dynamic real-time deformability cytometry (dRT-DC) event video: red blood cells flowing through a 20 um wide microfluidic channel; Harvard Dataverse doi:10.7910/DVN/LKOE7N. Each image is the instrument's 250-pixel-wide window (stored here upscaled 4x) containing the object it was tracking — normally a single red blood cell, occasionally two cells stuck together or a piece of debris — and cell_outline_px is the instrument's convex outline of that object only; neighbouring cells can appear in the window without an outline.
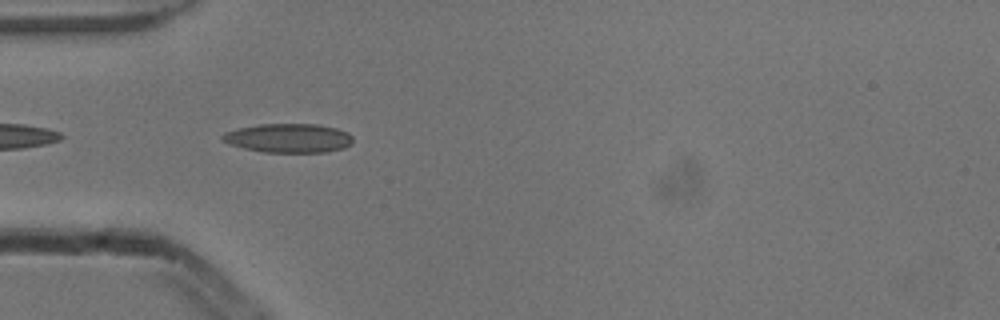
{"species": "common noctule bat (a hibernating species)", "species_latin": "Nyctalus noctula", "temperature_condition": "cold", "stored_images_in_passage": 8, "camera_frame_rate_fps": 3000, "um_per_image_px": 0.085, "animal": {"sex": "male", "body_mass_g": 13.3}, "frame": {"image": 1, "passage_image": 4, "time_ms": 1.0, "image_size_px": [1000, 320], "cell_outline_px": [[352, 144], [344, 148], [324, 152], [264, 152], [244, 148], [220, 140], [220, 136], [224, 132], [240, 128], [260, 124], [316, 124], [336, 128], [348, 132], [352, 136]], "centroid_in_image_um": [24.54, 11.73], "position_along_channel_um": 60.5, "area_um2": 22.02}}
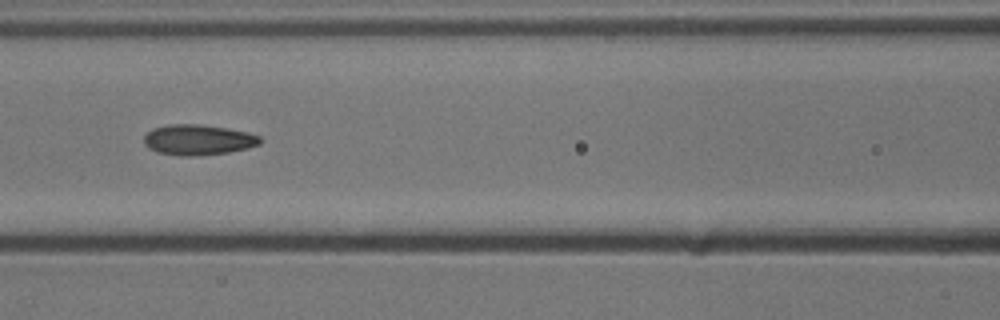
{"frame": {"image": 2, "passage_image": 6, "time_ms": 1.667, "image_size_px": [1000, 320], "cell_outline_px": [[264, 140], [260, 144], [248, 148], [228, 152], [192, 156], [180, 156], [156, 152], [148, 148], [144, 144], [144, 136], [152, 128], [168, 124], [200, 124], [228, 128], [248, 132], [260, 136]], "centroid_in_image_um": [16.84, 11.88], "position_along_channel_um": 149.8, "area_um2": 20.87}}
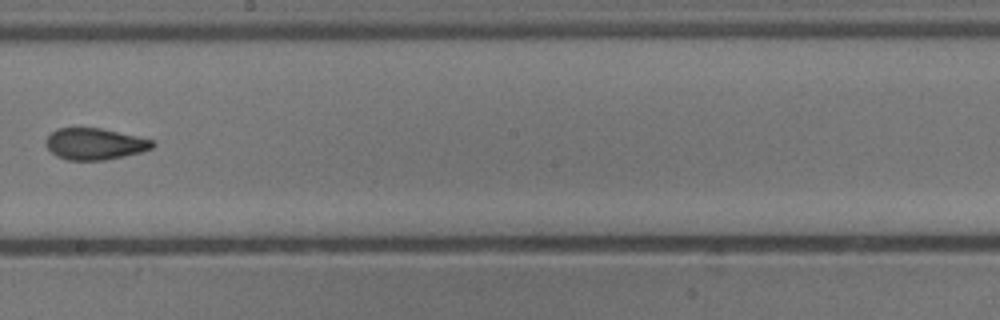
{"frame": {"image": 3, "passage_image": 8, "time_ms": 2.333, "image_size_px": [1000, 320], "cell_outline_px": [[156, 144], [152, 148], [140, 152], [124, 156], [104, 160], [68, 160], [56, 156], [48, 148], [44, 140], [56, 128], [100, 128], [136, 136], [152, 140]], "centroid_in_image_um": [8.03, 12.23], "position_along_channel_um": 240.2, "area_um2": 19.42}}